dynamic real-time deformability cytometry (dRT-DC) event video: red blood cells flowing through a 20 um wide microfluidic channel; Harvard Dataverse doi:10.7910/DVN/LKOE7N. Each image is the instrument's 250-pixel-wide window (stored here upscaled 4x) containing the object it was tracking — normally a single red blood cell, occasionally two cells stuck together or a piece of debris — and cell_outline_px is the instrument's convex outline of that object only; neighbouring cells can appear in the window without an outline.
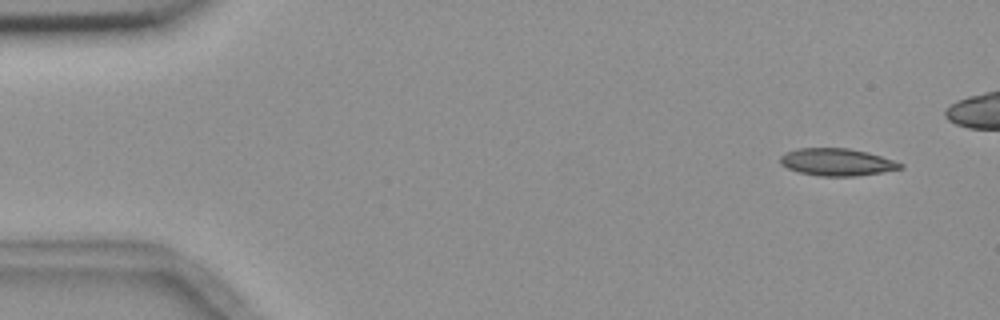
{"species": "common noctule bat (a hibernating species)", "species_latin": "Nyctalus noctula", "temperature_condition": "room temperature", "stored_images_in_passage": 5, "camera_frame_rate_fps": 3000, "um_per_image_px": 0.085, "animal": {"sex": "female", "body_mass_g": 18.4}, "frame": {"image": 1, "passage_image": 1, "time_ms": 0.0, "image_size_px": [1000, 320], "cell_outline_px": [[904, 168], [856, 176], [820, 176], [800, 172], [788, 168], [780, 164], [780, 156], [784, 152], [796, 148], [848, 148], [868, 152], [904, 164]], "centroid_in_image_um": [71.11, 13.77], "position_along_channel_um": 13.9, "area_um2": 19.07}}